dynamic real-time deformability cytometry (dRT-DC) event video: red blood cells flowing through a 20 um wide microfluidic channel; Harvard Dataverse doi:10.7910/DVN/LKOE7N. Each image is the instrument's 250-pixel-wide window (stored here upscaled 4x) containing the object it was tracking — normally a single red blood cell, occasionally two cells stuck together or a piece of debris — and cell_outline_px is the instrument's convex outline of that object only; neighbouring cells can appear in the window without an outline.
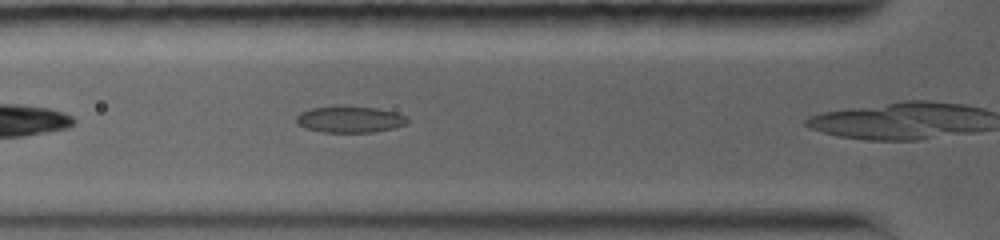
{"species": "common noctule bat (a hibernating species)", "species_latin": "Nyctalus noctula", "temperature_condition": "warm", "stored_images_in_passage": 50, "camera_frame_rate_fps": 5000, "um_per_image_px": 0.085, "animal": {"sex": "female", "body_mass_g": 19.0, "forearm_length_mm": 56.7}, "frame": {"image": 1, "passage_image": 13, "time_ms": 2.4, "image_size_px": [1000, 240], "cell_outline_px": [[408, 124], [392, 128], [372, 132], [324, 132], [304, 128], [296, 124], [296, 116], [300, 112], [312, 108], [332, 104], [344, 104], [376, 108], [396, 112], [408, 116]], "centroid_in_image_um": [29.71, 10.11], "position_along_channel_um": 96.1, "area_um2": 17.74}}
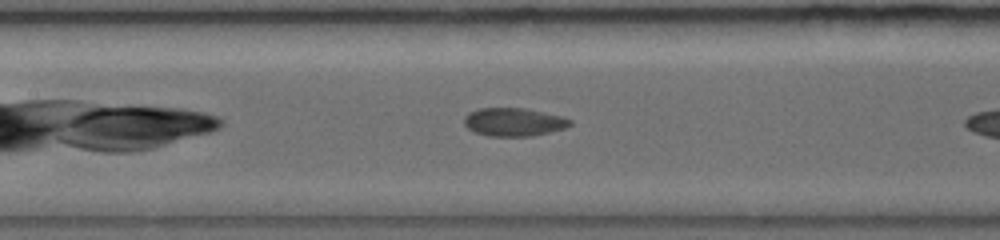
{"frame": {"image": 2, "passage_image": 22, "time_ms": 4.2, "image_size_px": [1000, 240], "cell_outline_px": [[572, 124], [564, 128], [532, 136], [488, 136], [476, 132], [468, 128], [464, 124], [464, 116], [468, 112], [480, 108], [524, 108], [564, 116], [572, 120]], "centroid_in_image_um": [43.67, 10.36], "position_along_channel_um": 163.7, "area_um2": 17.46}}
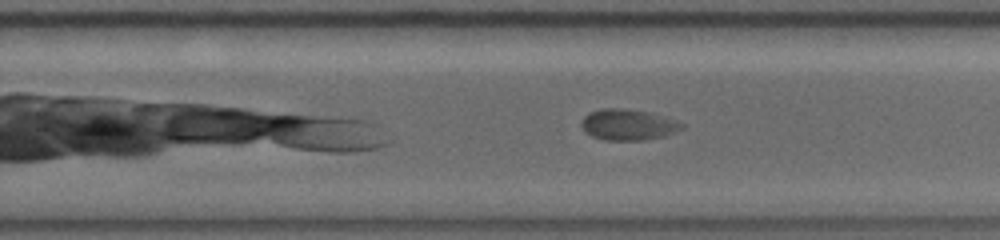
{"frame": {"image": 3, "passage_image": 37, "time_ms": 7.2, "image_size_px": [1000, 240], "cell_outline_px": [[684, 128], [676, 132], [664, 136], [644, 140], [604, 140], [592, 136], [584, 132], [580, 124], [584, 116], [588, 112], [600, 108], [620, 108], [648, 112], [676, 120], [684, 124]], "centroid_in_image_um": [53.36, 10.6], "position_along_channel_um": 276.4, "area_um2": 18.26}}